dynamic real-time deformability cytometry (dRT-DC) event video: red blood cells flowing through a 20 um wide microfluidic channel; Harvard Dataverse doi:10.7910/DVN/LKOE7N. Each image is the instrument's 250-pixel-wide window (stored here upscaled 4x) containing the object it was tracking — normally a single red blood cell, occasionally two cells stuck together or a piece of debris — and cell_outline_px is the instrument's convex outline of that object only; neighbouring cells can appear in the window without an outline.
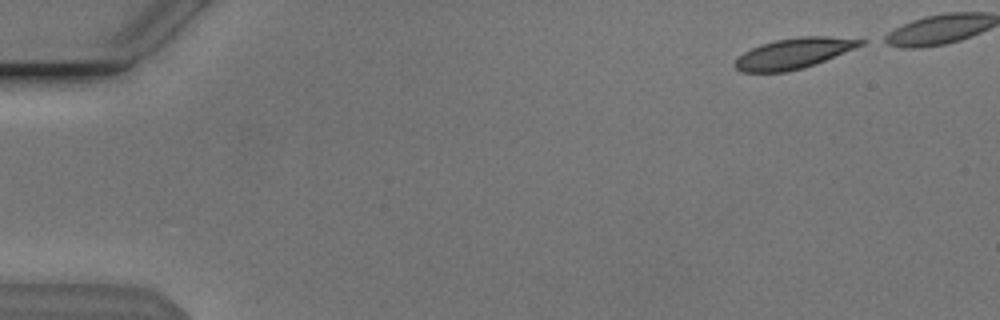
{"species": "Egyptian fruit bat (a non-hibernating species)", "species_latin": "Rousettus aegyptiacus", "temperature_condition": "cold", "stored_images_in_passage": 41, "camera_frame_rate_fps": 3000, "um_per_image_px": 0.085, "animal": {"sex": "male"}, "frame": {"image": 1, "passage_image": 1, "time_ms": 0.0, "image_size_px": [1000, 320], "cell_outline_px": [[868, 40], [864, 44], [804, 68], [784, 72], [740, 72], [732, 64], [744, 52], [760, 44], [776, 40], [800, 36], [828, 36]], "centroid_in_image_um": [67.44, 4.53], "position_along_channel_um": 17.6, "area_um2": 22.14}}
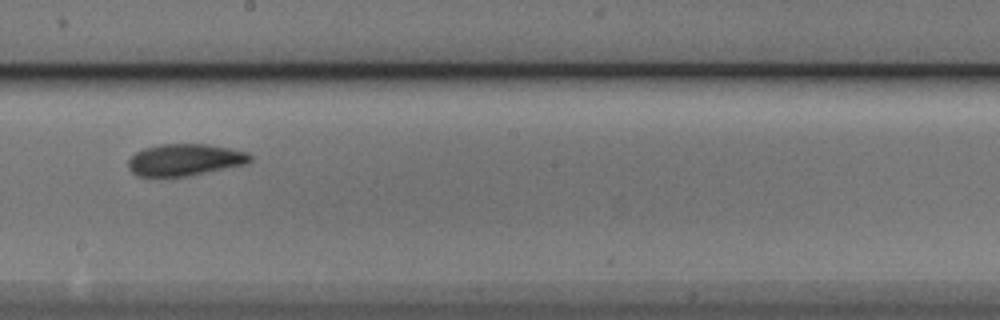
{"frame": {"image": 2, "passage_image": 27, "time_ms": 8.667, "image_size_px": [1000, 320], "cell_outline_px": [[252, 160], [248, 164], [188, 176], [136, 176], [128, 168], [128, 160], [136, 152], [144, 148], [160, 144], [208, 144], [248, 152], [252, 156]], "centroid_in_image_um": [15.73, 13.58], "position_along_channel_um": 232.5, "area_um2": 22.72}}
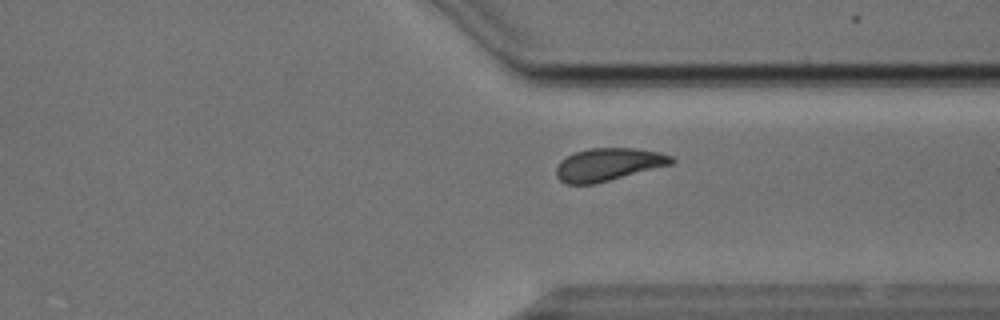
{"frame": {"image": 3, "passage_image": 37, "time_ms": 12.0, "image_size_px": [1000, 320], "cell_outline_px": [[676, 160], [672, 164], [596, 184], [568, 184], [560, 180], [556, 176], [556, 168], [560, 160], [576, 152], [588, 148], [636, 148], [660, 152], [672, 156]], "centroid_in_image_um": [51.72, 13.98], "position_along_channel_um": 359.7, "area_um2": 22.08}}